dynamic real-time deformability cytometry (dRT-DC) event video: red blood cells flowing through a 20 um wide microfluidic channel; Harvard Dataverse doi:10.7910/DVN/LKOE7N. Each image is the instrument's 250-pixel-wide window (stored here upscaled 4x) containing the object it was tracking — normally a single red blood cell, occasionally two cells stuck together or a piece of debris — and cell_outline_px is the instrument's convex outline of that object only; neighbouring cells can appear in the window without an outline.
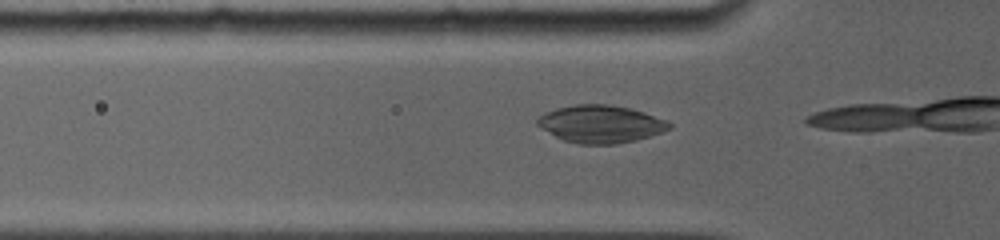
{"species": "common noctule bat (a hibernating species)", "species_latin": "Nyctalus noctula", "temperature_condition": "room temperature", "stored_images_in_passage": 4, "camera_frame_rate_fps": 5000, "um_per_image_px": 0.085, "animal": {"sex": "female", "body_mass_g": 19.0, "forearm_length_mm": 56.7}, "frame": {"image": 1, "passage_image": 2, "time_ms": 0.4, "image_size_px": [1000, 240], "cell_outline_px": [[672, 128], [636, 140], [616, 144], [576, 144], [564, 140], [540, 128], [536, 124], [536, 120], [544, 112], [556, 108], [576, 104], [608, 104], [628, 108], [644, 112], [668, 120], [672, 124]], "centroid_in_image_um": [51.05, 10.54], "position_along_channel_um": 74.8, "area_um2": 28.9}}